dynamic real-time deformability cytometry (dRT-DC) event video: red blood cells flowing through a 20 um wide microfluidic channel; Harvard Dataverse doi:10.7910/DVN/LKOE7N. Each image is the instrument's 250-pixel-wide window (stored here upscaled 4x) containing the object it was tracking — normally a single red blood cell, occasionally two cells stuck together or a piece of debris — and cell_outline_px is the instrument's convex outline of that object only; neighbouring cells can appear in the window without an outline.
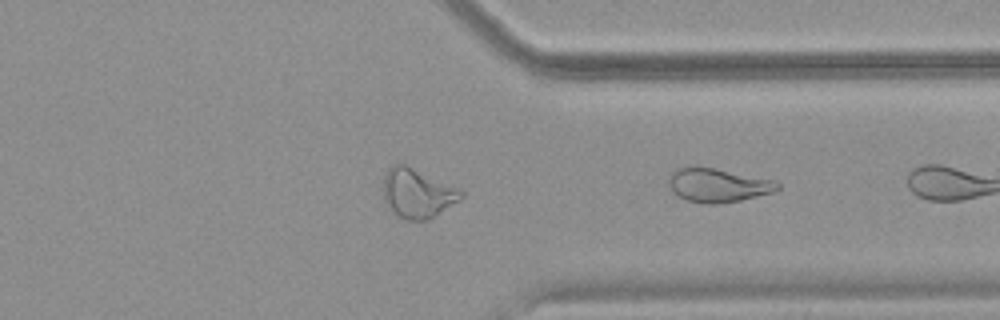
{"species": "common noctule bat (a hibernating species)", "species_latin": "Nyctalus noctula", "temperature_condition": "warm", "stored_images_in_passage": 25, "camera_frame_rate_fps": 3000, "um_per_image_px": 0.085, "animal": {"sex": "female", "body_mass_g": 18.4}, "frame": {"image": 1, "passage_image": 25, "time_ms": 8.0, "image_size_px": [1000, 320], "cell_outline_px": [[780, 188], [772, 192], [740, 200], [716, 204], [708, 204], [688, 200], [672, 192], [668, 180], [672, 172], [676, 168], [712, 168], [772, 180], [780, 184]], "centroid_in_image_um": [61.01, 15.76], "position_along_channel_um": 350.4, "area_um2": 20.69}}